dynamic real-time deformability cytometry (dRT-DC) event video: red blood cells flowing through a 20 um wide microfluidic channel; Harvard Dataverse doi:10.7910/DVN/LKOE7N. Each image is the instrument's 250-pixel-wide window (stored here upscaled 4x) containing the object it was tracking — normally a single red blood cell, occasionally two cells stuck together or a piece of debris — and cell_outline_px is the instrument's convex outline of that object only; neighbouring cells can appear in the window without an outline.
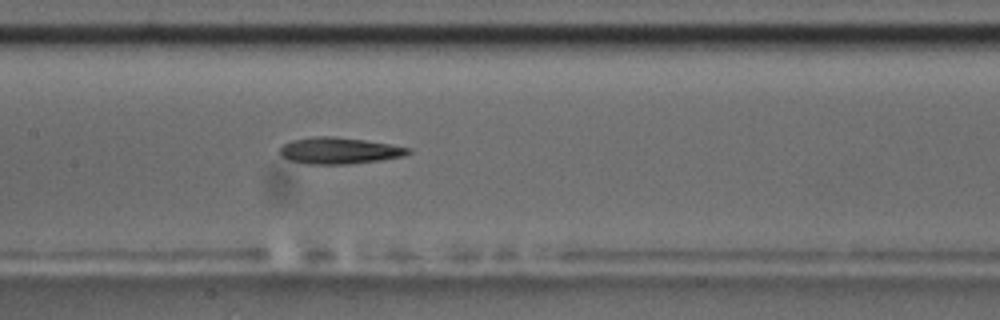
{"species": "common noctule bat (a hibernating species)", "species_latin": "Nyctalus noctula", "temperature_condition": "room temperature", "stored_images_in_passage": 50, "camera_frame_rate_fps": 3000, "um_per_image_px": 0.085, "animal": {"sex": "male", "body_mass_g": 17.5, "forearm_length_mm": 52.3}, "frame": {"image": 1, "passage_image": 22, "time_ms": 7.0, "image_size_px": [1000, 320], "cell_outline_px": [[412, 152], [404, 156], [380, 160], [348, 164], [308, 164], [288, 160], [280, 156], [280, 148], [284, 144], [292, 140], [316, 136], [336, 136], [392, 144], [412, 148]], "centroid_in_image_um": [28.85, 12.8], "position_along_channel_um": 178.5, "area_um2": 19.94}, "authors_computed_cell_mechanics": {"area_um2": 19.9121, "velocity_mm_per_s": 3.7018, "shape_relaxation_time_tau1_ms": 4.8113, "shape_relaxation_time_tau2_ms": 8.9542, "deformation_change_tau1": 0.2106, "deformation_change_tau2": 0.2608}}